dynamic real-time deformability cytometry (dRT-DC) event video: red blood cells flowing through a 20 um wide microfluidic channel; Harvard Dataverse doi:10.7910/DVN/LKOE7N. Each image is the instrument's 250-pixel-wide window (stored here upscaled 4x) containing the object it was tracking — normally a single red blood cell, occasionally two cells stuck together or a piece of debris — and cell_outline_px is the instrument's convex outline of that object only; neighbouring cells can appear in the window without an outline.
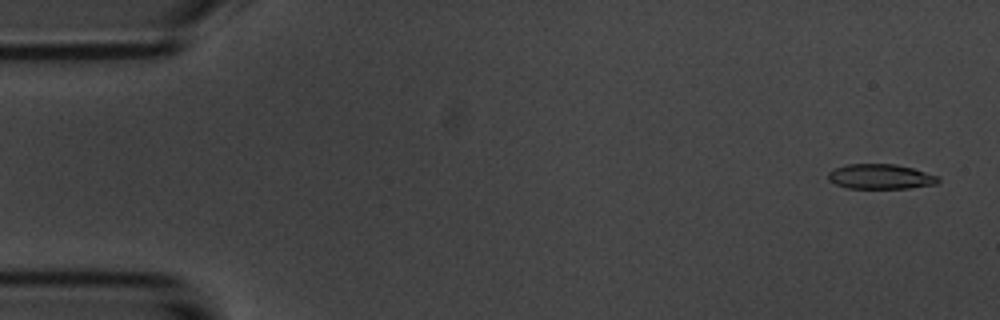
{"species": "common noctule bat (a hibernating species)", "species_latin": "Nyctalus noctula", "temperature_condition": "room temperature", "stored_images_in_passage": 4, "camera_frame_rate_fps": 3000, "um_per_image_px": 0.085, "animal": {"sex": "male", "body_mass_g": 20.1, "forearm_length_mm": 53.5}, "frame": {"image": 1, "passage_image": 1, "time_ms": 0.0, "image_size_px": [1000, 320], "cell_outline_px": [[940, 180], [936, 184], [908, 188], [848, 188], [836, 184], [828, 180], [828, 172], [832, 168], [848, 164], [896, 164], [912, 168], [936, 176]], "centroid_in_image_um": [74.79, 15.0], "position_along_channel_um": 10.2, "area_um2": 15.9}}